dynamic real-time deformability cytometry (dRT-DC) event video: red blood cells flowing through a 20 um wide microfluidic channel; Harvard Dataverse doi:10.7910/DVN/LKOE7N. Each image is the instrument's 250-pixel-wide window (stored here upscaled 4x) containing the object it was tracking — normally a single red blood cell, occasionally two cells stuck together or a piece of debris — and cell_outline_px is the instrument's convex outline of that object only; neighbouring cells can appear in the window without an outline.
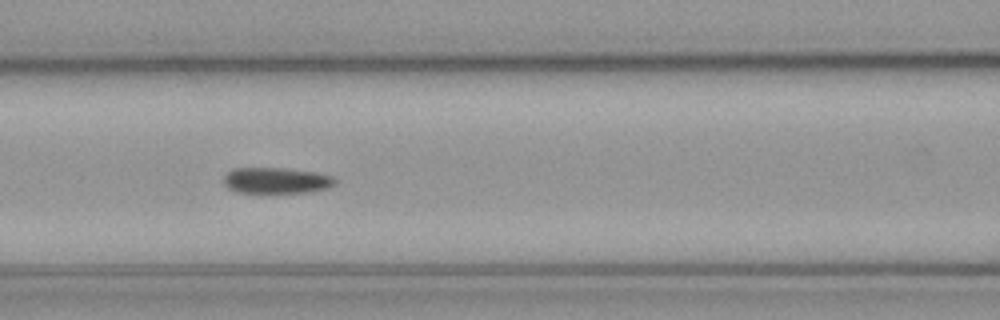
{"species": "common noctule bat (a hibernating species)", "species_latin": "Nyctalus noctula", "temperature_condition": "cold", "stored_images_in_passage": 48, "camera_frame_rate_fps": 3000, "um_per_image_px": 0.085, "animal": {"sex": "male", "body_mass_g": 23.1, "forearm_length_mm": 52.7}, "frame": {"image": 1, "passage_image": 14, "time_ms": 4.333, "image_size_px": [1000, 320], "cell_outline_px": [[336, 184], [328, 188], [312, 192], [264, 196], [236, 192], [228, 188], [224, 184], [224, 176], [232, 168], [280, 168], [316, 172], [332, 176], [336, 180]], "centroid_in_image_um": [23.47, 15.41], "position_along_channel_um": 143.1, "area_um2": 17.92}}
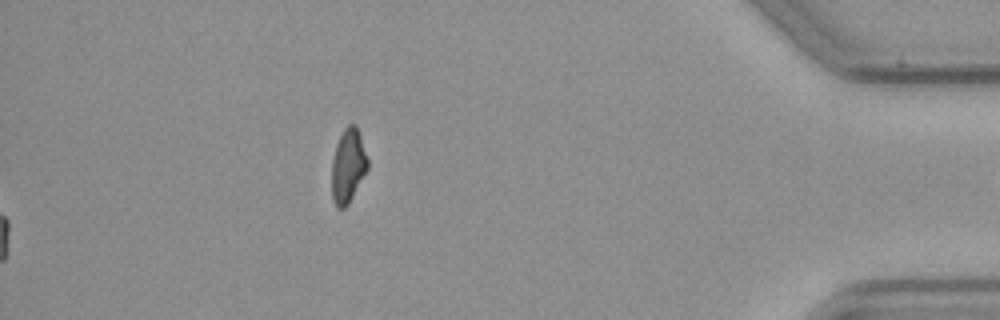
{"frame": {"image": 2, "passage_image": 48, "time_ms": 15.667, "image_size_px": [1000, 320], "cell_outline_px": [[368, 168], [348, 204], [344, 208], [336, 208], [332, 200], [332, 160], [336, 144], [344, 128], [348, 124], [356, 124], [368, 160]], "centroid_in_image_um": [29.57, 14.1], "position_along_channel_um": 405.6, "area_um2": 15.37}, "authors_computed_cell_mechanics": {"area_um2": 17.1088, "velocity_mm_per_s": 3.6344, "shape_relaxation_time_tau1_ms": 6.5277, "shape_relaxation_time_tau2_ms": 9.0015, "deformation_change_tau1": 0.1121, "deformation_change_tau2": 0.1187}}